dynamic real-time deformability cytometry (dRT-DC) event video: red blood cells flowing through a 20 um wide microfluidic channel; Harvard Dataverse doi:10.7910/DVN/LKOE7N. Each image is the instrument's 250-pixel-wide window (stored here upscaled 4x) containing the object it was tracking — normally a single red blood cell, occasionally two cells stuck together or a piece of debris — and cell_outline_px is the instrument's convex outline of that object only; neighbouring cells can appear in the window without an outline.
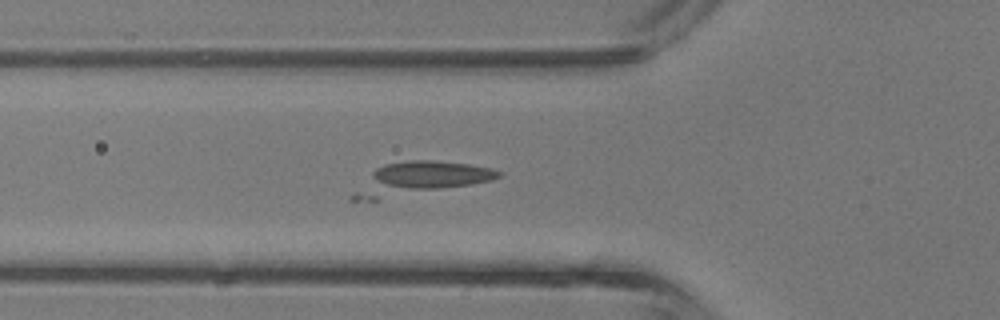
{"species": "common noctule bat (a hibernating species)", "species_latin": "Nyctalus noctula", "temperature_condition": "room temperature", "stored_images_in_passage": 39, "camera_frame_rate_fps": 3000, "um_per_image_px": 0.085, "animal": {"sex": "male", "body_mass_g": 13.3}, "frame": {"image": 1, "passage_image": 10, "time_ms": 3.0, "image_size_px": [1000, 320], "cell_outline_px": [[500, 176], [492, 180], [472, 184], [380, 200], [368, 200], [368, 196], [372, 172], [376, 168], [384, 164], [408, 160], [432, 160], [468, 164], [492, 168], [500, 172]], "centroid_in_image_um": [36.06, 15.1], "position_along_channel_um": 89.7, "area_um2": 25.14}}
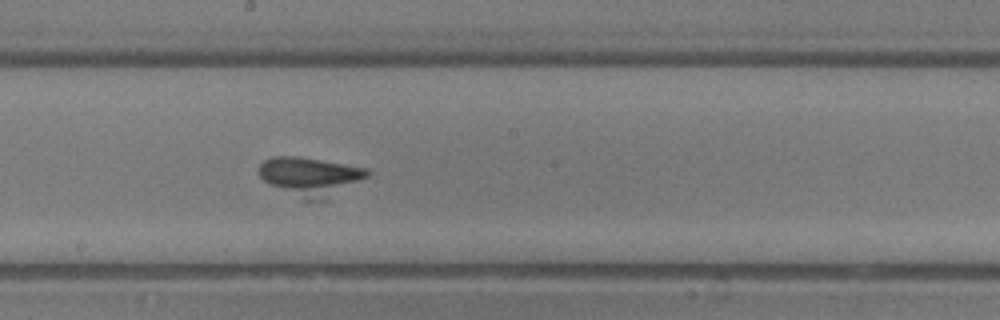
{"frame": {"image": 2, "passage_image": 18, "time_ms": 5.667, "image_size_px": [1000, 320], "cell_outline_px": [[372, 172], [368, 176], [328, 200], [304, 200], [264, 180], [256, 172], [260, 164], [264, 160], [272, 156], [296, 156], [368, 168]], "centroid_in_image_um": [26.39, 14.99], "position_along_channel_um": 221.8, "area_um2": 24.22}}
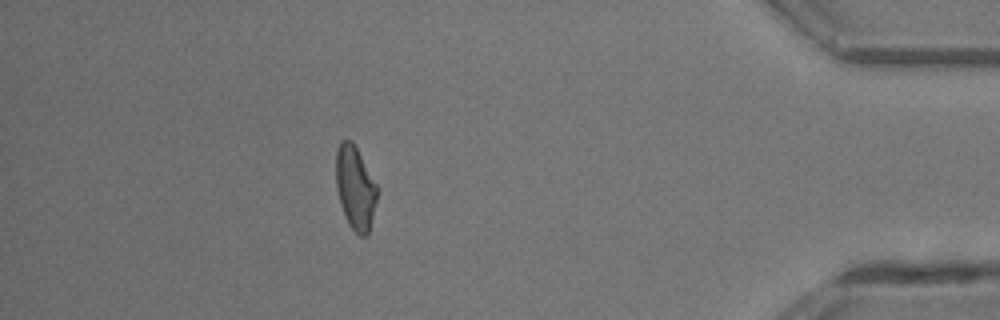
{"frame": {"image": 3, "passage_image": 39, "time_ms": 12.667, "image_size_px": [1000, 320], "cell_outline_px": [[380, 188], [368, 236], [360, 236], [348, 224], [344, 216], [340, 204], [336, 188], [336, 152], [340, 140], [352, 140]], "centroid_in_image_um": [30.22, 15.97], "position_along_channel_um": 405.0, "area_um2": 20.52}}